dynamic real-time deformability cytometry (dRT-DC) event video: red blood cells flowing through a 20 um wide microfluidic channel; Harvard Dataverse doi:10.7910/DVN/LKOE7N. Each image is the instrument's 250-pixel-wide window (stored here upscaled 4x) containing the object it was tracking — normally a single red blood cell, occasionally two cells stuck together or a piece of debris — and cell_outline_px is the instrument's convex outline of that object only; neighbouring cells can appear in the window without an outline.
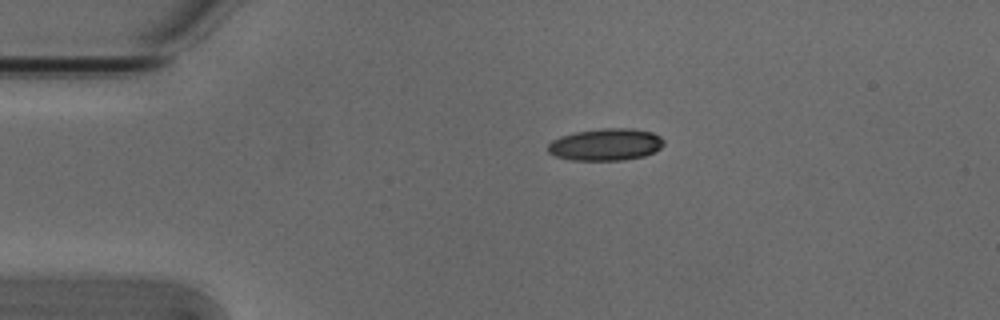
{"species": "Egyptian fruit bat (a non-hibernating species)", "species_latin": "Rousettus aegyptiacus", "temperature_condition": "cold", "stored_images_in_passage": 43, "camera_frame_rate_fps": 3000, "um_per_image_px": 0.085, "animal": {"sex": "male"}, "frame": {"image": 1, "passage_image": 1, "time_ms": 0.0, "image_size_px": [1000, 320], "cell_outline_px": [[664, 144], [656, 152], [644, 156], [620, 160], [572, 160], [556, 156], [548, 152], [548, 144], [552, 140], [560, 136], [576, 132], [600, 128], [632, 128], [652, 132], [660, 136], [664, 140]], "centroid_in_image_um": [51.51, 12.28], "position_along_channel_um": 33.5, "area_um2": 21.73}}
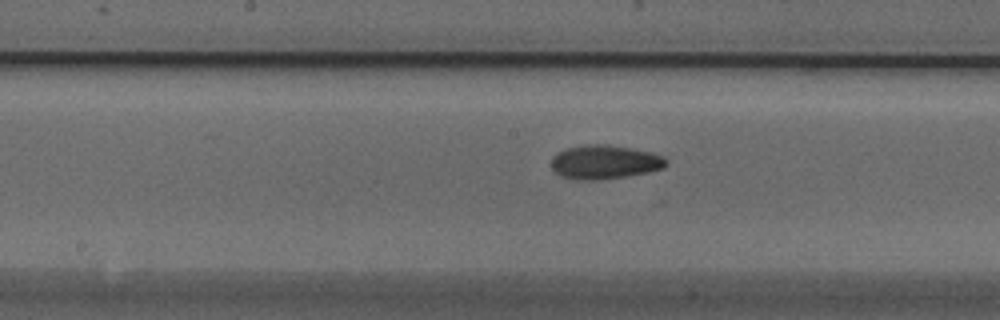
{"frame": {"image": 2, "passage_image": 17, "time_ms": 5.333, "image_size_px": [1000, 320], "cell_outline_px": [[668, 164], [664, 168], [648, 172], [600, 180], [576, 180], [560, 176], [552, 168], [552, 156], [556, 152], [568, 148], [588, 144], [604, 144], [632, 148], [652, 152], [664, 156], [668, 160]], "centroid_in_image_um": [51.41, 13.77], "position_along_channel_um": 196.8, "area_um2": 22.89}}
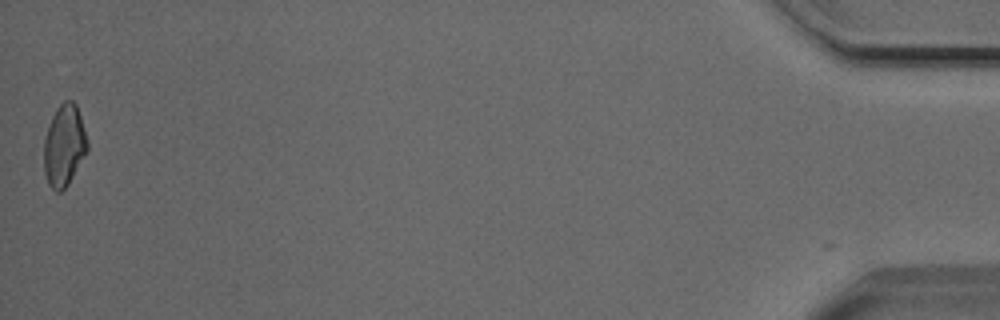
{"frame": {"image": 3, "passage_image": 43, "time_ms": 14.0, "image_size_px": [1000, 320], "cell_outline_px": [[88, 152], [68, 184], [60, 192], [56, 192], [48, 184], [44, 172], [44, 140], [52, 116], [56, 108], [64, 100], [72, 100], [76, 104], [88, 140]], "centroid_in_image_um": [5.46, 12.38], "position_along_channel_um": 429.7, "area_um2": 20.75}, "authors_computed_cell_mechanics": {"area_um2": 21.2126, "velocity_mm_per_s": 3.8545, "shape_relaxation_time_tau1_ms": 7.2904, "shape_relaxation_time_tau2_ms": 3.3525, "deformation_change_tau1": 0.1492, "deformation_change_tau2": 0.084}}